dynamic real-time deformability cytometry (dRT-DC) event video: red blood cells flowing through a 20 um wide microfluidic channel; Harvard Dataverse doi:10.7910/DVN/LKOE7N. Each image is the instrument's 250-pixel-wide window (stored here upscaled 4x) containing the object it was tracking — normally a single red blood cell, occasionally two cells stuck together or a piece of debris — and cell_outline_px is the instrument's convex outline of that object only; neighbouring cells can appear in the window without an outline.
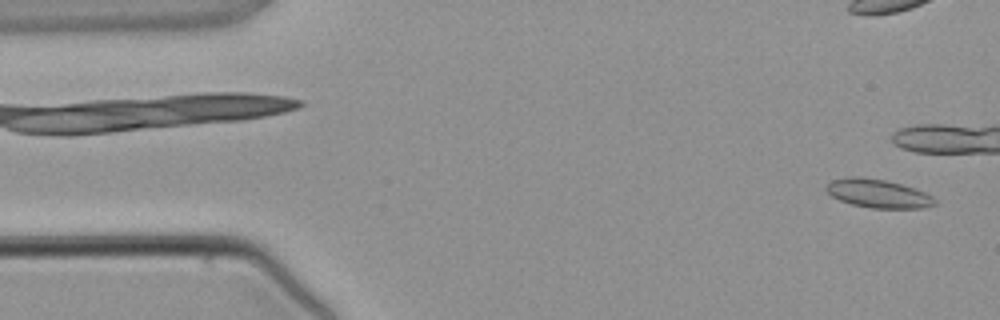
{"species": "common noctule bat (a hibernating species)", "species_latin": "Nyctalus noctula", "temperature_condition": "warm", "stored_images_in_passage": 2, "camera_frame_rate_fps": 3000, "um_per_image_px": 0.085, "animal": {"sex": "male", "body_mass_g": 21.5, "forearm_length_mm": 52.0}, "frame": {"image": 1, "passage_image": 2, "time_ms": 1.333, "image_size_px": [1000, 320], "cell_outline_px": [[936, 204], [924, 208], [872, 208], [852, 204], [840, 200], [832, 196], [824, 188], [832, 180], [844, 176], [864, 176], [884, 180], [916, 188], [932, 196], [936, 200]], "centroid_in_image_um": [74.63, 16.43], "position_along_channel_um": 10.4, "area_um2": 18.15}}